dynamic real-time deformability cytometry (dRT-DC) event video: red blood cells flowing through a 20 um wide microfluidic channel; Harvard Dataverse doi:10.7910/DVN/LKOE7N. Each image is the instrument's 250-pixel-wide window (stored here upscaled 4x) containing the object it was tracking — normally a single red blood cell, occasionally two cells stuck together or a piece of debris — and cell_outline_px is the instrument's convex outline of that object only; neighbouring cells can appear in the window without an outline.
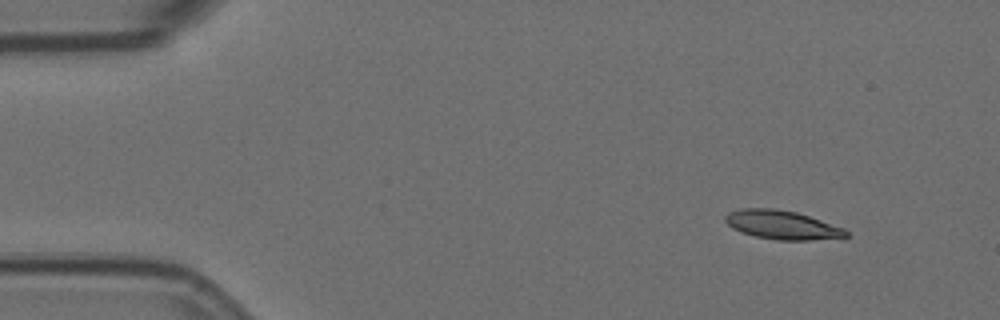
{"species": "Egyptian fruit bat (a non-hibernating species)", "species_latin": "Rousettus aegyptiacus", "temperature_condition": "room temperature", "stored_images_in_passage": 5, "segment_of_instrument_passage": [1, 2], "camera_frame_rate_fps": 3000, "um_per_image_px": 0.085, "animal": {"sex": "female"}, "frame": {"image": 1, "passage_image": 1, "time_ms": 0.0, "image_size_px": [1000, 320], "cell_outline_px": [[852, 236], [812, 240], [776, 240], [756, 236], [740, 232], [732, 228], [724, 220], [724, 216], [728, 212], [740, 208], [776, 208], [796, 212], [844, 228]], "centroid_in_image_um": [66.45, 19.11], "position_along_channel_um": 18.5, "area_um2": 20.35}}